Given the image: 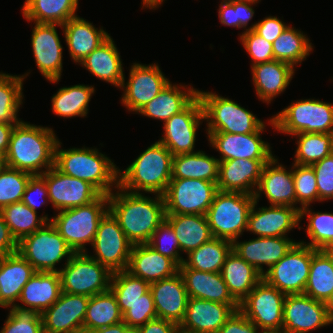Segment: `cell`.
<instances>
[{"mask_svg":"<svg viewBox=\"0 0 333 333\" xmlns=\"http://www.w3.org/2000/svg\"><path fill=\"white\" fill-rule=\"evenodd\" d=\"M31 45L39 72L50 83H58L62 75L63 47L57 33L60 24L34 23Z\"/></svg>","mask_w":333,"mask_h":333,"instance_id":"19","label":"cell"},{"mask_svg":"<svg viewBox=\"0 0 333 333\" xmlns=\"http://www.w3.org/2000/svg\"><path fill=\"white\" fill-rule=\"evenodd\" d=\"M333 324V315L327 303L306 294L286 295L282 328L291 333H309Z\"/></svg>","mask_w":333,"mask_h":333,"instance_id":"16","label":"cell"},{"mask_svg":"<svg viewBox=\"0 0 333 333\" xmlns=\"http://www.w3.org/2000/svg\"><path fill=\"white\" fill-rule=\"evenodd\" d=\"M293 179L295 185L296 205L310 207L311 203L318 201L317 180L314 169L309 165H292Z\"/></svg>","mask_w":333,"mask_h":333,"instance_id":"51","label":"cell"},{"mask_svg":"<svg viewBox=\"0 0 333 333\" xmlns=\"http://www.w3.org/2000/svg\"><path fill=\"white\" fill-rule=\"evenodd\" d=\"M255 200L248 215L247 230L258 237H287L300 224V211L292 206L257 207Z\"/></svg>","mask_w":333,"mask_h":333,"instance_id":"22","label":"cell"},{"mask_svg":"<svg viewBox=\"0 0 333 333\" xmlns=\"http://www.w3.org/2000/svg\"><path fill=\"white\" fill-rule=\"evenodd\" d=\"M327 304H328V306H329L330 312H331L332 315H333V295H332L331 300H330Z\"/></svg>","mask_w":333,"mask_h":333,"instance_id":"68","label":"cell"},{"mask_svg":"<svg viewBox=\"0 0 333 333\" xmlns=\"http://www.w3.org/2000/svg\"><path fill=\"white\" fill-rule=\"evenodd\" d=\"M275 157L264 165L254 198L259 202L261 194H264L270 205L292 206L300 211L301 207H296L293 171L286 170Z\"/></svg>","mask_w":333,"mask_h":333,"instance_id":"23","label":"cell"},{"mask_svg":"<svg viewBox=\"0 0 333 333\" xmlns=\"http://www.w3.org/2000/svg\"><path fill=\"white\" fill-rule=\"evenodd\" d=\"M277 132L333 134V105L318 99H301L272 116L268 121Z\"/></svg>","mask_w":333,"mask_h":333,"instance_id":"7","label":"cell"},{"mask_svg":"<svg viewBox=\"0 0 333 333\" xmlns=\"http://www.w3.org/2000/svg\"><path fill=\"white\" fill-rule=\"evenodd\" d=\"M218 16L222 25L238 29V15L237 10H234V0H221Z\"/></svg>","mask_w":333,"mask_h":333,"instance_id":"62","label":"cell"},{"mask_svg":"<svg viewBox=\"0 0 333 333\" xmlns=\"http://www.w3.org/2000/svg\"><path fill=\"white\" fill-rule=\"evenodd\" d=\"M272 44L274 60L288 63L293 68L297 64L301 65L313 50L308 36L290 25Z\"/></svg>","mask_w":333,"mask_h":333,"instance_id":"44","label":"cell"},{"mask_svg":"<svg viewBox=\"0 0 333 333\" xmlns=\"http://www.w3.org/2000/svg\"><path fill=\"white\" fill-rule=\"evenodd\" d=\"M132 246L118 221L108 211L100 220L95 234L92 244L95 254L88 255L114 273L127 270Z\"/></svg>","mask_w":333,"mask_h":333,"instance_id":"13","label":"cell"},{"mask_svg":"<svg viewBox=\"0 0 333 333\" xmlns=\"http://www.w3.org/2000/svg\"><path fill=\"white\" fill-rule=\"evenodd\" d=\"M241 44L251 57V66L274 60L273 44L266 41L254 30L240 34Z\"/></svg>","mask_w":333,"mask_h":333,"instance_id":"54","label":"cell"},{"mask_svg":"<svg viewBox=\"0 0 333 333\" xmlns=\"http://www.w3.org/2000/svg\"><path fill=\"white\" fill-rule=\"evenodd\" d=\"M147 244L161 255L173 259L179 266L184 263L177 236L166 219L158 226Z\"/></svg>","mask_w":333,"mask_h":333,"instance_id":"52","label":"cell"},{"mask_svg":"<svg viewBox=\"0 0 333 333\" xmlns=\"http://www.w3.org/2000/svg\"><path fill=\"white\" fill-rule=\"evenodd\" d=\"M94 86L77 84L60 88L52 96V112L64 118L86 117Z\"/></svg>","mask_w":333,"mask_h":333,"instance_id":"42","label":"cell"},{"mask_svg":"<svg viewBox=\"0 0 333 333\" xmlns=\"http://www.w3.org/2000/svg\"><path fill=\"white\" fill-rule=\"evenodd\" d=\"M297 148L294 163L309 165L322 160L333 152V134L325 133H297Z\"/></svg>","mask_w":333,"mask_h":333,"instance_id":"48","label":"cell"},{"mask_svg":"<svg viewBox=\"0 0 333 333\" xmlns=\"http://www.w3.org/2000/svg\"><path fill=\"white\" fill-rule=\"evenodd\" d=\"M110 289L116 296L118 306L124 315L132 304L150 290V284L123 270L112 274Z\"/></svg>","mask_w":333,"mask_h":333,"instance_id":"49","label":"cell"},{"mask_svg":"<svg viewBox=\"0 0 333 333\" xmlns=\"http://www.w3.org/2000/svg\"><path fill=\"white\" fill-rule=\"evenodd\" d=\"M234 312L229 304L189 298L179 329L188 333H217Z\"/></svg>","mask_w":333,"mask_h":333,"instance_id":"26","label":"cell"},{"mask_svg":"<svg viewBox=\"0 0 333 333\" xmlns=\"http://www.w3.org/2000/svg\"><path fill=\"white\" fill-rule=\"evenodd\" d=\"M78 0H25L22 14L27 21L64 25L77 16Z\"/></svg>","mask_w":333,"mask_h":333,"instance_id":"40","label":"cell"},{"mask_svg":"<svg viewBox=\"0 0 333 333\" xmlns=\"http://www.w3.org/2000/svg\"><path fill=\"white\" fill-rule=\"evenodd\" d=\"M252 5L255 4L234 0V10H237L238 15V29L244 28V32L242 33L247 31L246 26H248L249 21H251L254 16L255 11Z\"/></svg>","mask_w":333,"mask_h":333,"instance_id":"63","label":"cell"},{"mask_svg":"<svg viewBox=\"0 0 333 333\" xmlns=\"http://www.w3.org/2000/svg\"><path fill=\"white\" fill-rule=\"evenodd\" d=\"M35 196L36 198H34ZM22 202L35 212H37L38 206L49 202L48 188L45 180L40 175H33L30 178L23 194Z\"/></svg>","mask_w":333,"mask_h":333,"instance_id":"57","label":"cell"},{"mask_svg":"<svg viewBox=\"0 0 333 333\" xmlns=\"http://www.w3.org/2000/svg\"><path fill=\"white\" fill-rule=\"evenodd\" d=\"M85 333H139L138 328L127 326L123 321L108 327L86 331Z\"/></svg>","mask_w":333,"mask_h":333,"instance_id":"65","label":"cell"},{"mask_svg":"<svg viewBox=\"0 0 333 333\" xmlns=\"http://www.w3.org/2000/svg\"><path fill=\"white\" fill-rule=\"evenodd\" d=\"M304 294L324 303L331 300L333 295V250H317L313 254Z\"/></svg>","mask_w":333,"mask_h":333,"instance_id":"39","label":"cell"},{"mask_svg":"<svg viewBox=\"0 0 333 333\" xmlns=\"http://www.w3.org/2000/svg\"><path fill=\"white\" fill-rule=\"evenodd\" d=\"M260 333H291L286 331L285 329H278V330H266V331H262Z\"/></svg>","mask_w":333,"mask_h":333,"instance_id":"66","label":"cell"},{"mask_svg":"<svg viewBox=\"0 0 333 333\" xmlns=\"http://www.w3.org/2000/svg\"><path fill=\"white\" fill-rule=\"evenodd\" d=\"M58 273L62 292L88 297L109 290L113 274L87 253H75Z\"/></svg>","mask_w":333,"mask_h":333,"instance_id":"10","label":"cell"},{"mask_svg":"<svg viewBox=\"0 0 333 333\" xmlns=\"http://www.w3.org/2000/svg\"><path fill=\"white\" fill-rule=\"evenodd\" d=\"M157 318L178 325L183 321L189 299L182 275H176L150 284Z\"/></svg>","mask_w":333,"mask_h":333,"instance_id":"25","label":"cell"},{"mask_svg":"<svg viewBox=\"0 0 333 333\" xmlns=\"http://www.w3.org/2000/svg\"><path fill=\"white\" fill-rule=\"evenodd\" d=\"M108 212V195L101 194L90 204L59 211L50 222L75 253H88L100 220Z\"/></svg>","mask_w":333,"mask_h":333,"instance_id":"5","label":"cell"},{"mask_svg":"<svg viewBox=\"0 0 333 333\" xmlns=\"http://www.w3.org/2000/svg\"><path fill=\"white\" fill-rule=\"evenodd\" d=\"M88 296L61 292L42 314L44 333H83Z\"/></svg>","mask_w":333,"mask_h":333,"instance_id":"21","label":"cell"},{"mask_svg":"<svg viewBox=\"0 0 333 333\" xmlns=\"http://www.w3.org/2000/svg\"><path fill=\"white\" fill-rule=\"evenodd\" d=\"M155 318H157V313L152 293L149 290L130 306V309L123 315V322L129 327L139 328Z\"/></svg>","mask_w":333,"mask_h":333,"instance_id":"55","label":"cell"},{"mask_svg":"<svg viewBox=\"0 0 333 333\" xmlns=\"http://www.w3.org/2000/svg\"><path fill=\"white\" fill-rule=\"evenodd\" d=\"M265 124L255 133H207L208 141L221 155L219 161L231 159L270 160L271 146L261 139Z\"/></svg>","mask_w":333,"mask_h":333,"instance_id":"20","label":"cell"},{"mask_svg":"<svg viewBox=\"0 0 333 333\" xmlns=\"http://www.w3.org/2000/svg\"><path fill=\"white\" fill-rule=\"evenodd\" d=\"M297 243L288 237H256L248 241L232 242V250L247 263L254 266L263 276V266L269 270L280 261Z\"/></svg>","mask_w":333,"mask_h":333,"instance_id":"24","label":"cell"},{"mask_svg":"<svg viewBox=\"0 0 333 333\" xmlns=\"http://www.w3.org/2000/svg\"><path fill=\"white\" fill-rule=\"evenodd\" d=\"M79 65L100 80L121 87L125 73L120 53L111 36L86 56Z\"/></svg>","mask_w":333,"mask_h":333,"instance_id":"35","label":"cell"},{"mask_svg":"<svg viewBox=\"0 0 333 333\" xmlns=\"http://www.w3.org/2000/svg\"><path fill=\"white\" fill-rule=\"evenodd\" d=\"M40 176L46 182L49 202L57 212L90 204L101 195L89 182L66 175L55 166Z\"/></svg>","mask_w":333,"mask_h":333,"instance_id":"17","label":"cell"},{"mask_svg":"<svg viewBox=\"0 0 333 333\" xmlns=\"http://www.w3.org/2000/svg\"><path fill=\"white\" fill-rule=\"evenodd\" d=\"M311 166L317 180L318 202L333 199V152Z\"/></svg>","mask_w":333,"mask_h":333,"instance_id":"56","label":"cell"},{"mask_svg":"<svg viewBox=\"0 0 333 333\" xmlns=\"http://www.w3.org/2000/svg\"><path fill=\"white\" fill-rule=\"evenodd\" d=\"M15 125L0 123V156L5 157Z\"/></svg>","mask_w":333,"mask_h":333,"instance_id":"64","label":"cell"},{"mask_svg":"<svg viewBox=\"0 0 333 333\" xmlns=\"http://www.w3.org/2000/svg\"><path fill=\"white\" fill-rule=\"evenodd\" d=\"M189 298H197L217 303L229 304L235 311L239 304L228 291L220 272H203L188 268L184 263L179 266Z\"/></svg>","mask_w":333,"mask_h":333,"instance_id":"30","label":"cell"},{"mask_svg":"<svg viewBox=\"0 0 333 333\" xmlns=\"http://www.w3.org/2000/svg\"><path fill=\"white\" fill-rule=\"evenodd\" d=\"M203 121L202 104L197 96L184 110L164 122V133L158 142L173 156L195 153L196 133Z\"/></svg>","mask_w":333,"mask_h":333,"instance_id":"18","label":"cell"},{"mask_svg":"<svg viewBox=\"0 0 333 333\" xmlns=\"http://www.w3.org/2000/svg\"><path fill=\"white\" fill-rule=\"evenodd\" d=\"M60 140L55 147L54 166L62 173L85 180L101 194L109 195L118 186L119 167L96 148L61 149Z\"/></svg>","mask_w":333,"mask_h":333,"instance_id":"3","label":"cell"},{"mask_svg":"<svg viewBox=\"0 0 333 333\" xmlns=\"http://www.w3.org/2000/svg\"><path fill=\"white\" fill-rule=\"evenodd\" d=\"M177 333H188V332H185V331H182L179 329Z\"/></svg>","mask_w":333,"mask_h":333,"instance_id":"70","label":"cell"},{"mask_svg":"<svg viewBox=\"0 0 333 333\" xmlns=\"http://www.w3.org/2000/svg\"><path fill=\"white\" fill-rule=\"evenodd\" d=\"M69 54L75 63H80L86 56L105 42L110 34L103 28H96L91 22L78 15L62 25Z\"/></svg>","mask_w":333,"mask_h":333,"instance_id":"32","label":"cell"},{"mask_svg":"<svg viewBox=\"0 0 333 333\" xmlns=\"http://www.w3.org/2000/svg\"><path fill=\"white\" fill-rule=\"evenodd\" d=\"M287 27L288 25L276 16H267L261 21L254 22L247 31L254 30L266 41L273 43Z\"/></svg>","mask_w":333,"mask_h":333,"instance_id":"58","label":"cell"},{"mask_svg":"<svg viewBox=\"0 0 333 333\" xmlns=\"http://www.w3.org/2000/svg\"><path fill=\"white\" fill-rule=\"evenodd\" d=\"M220 273L229 293L239 305L263 279L254 266L247 263L233 250L226 257Z\"/></svg>","mask_w":333,"mask_h":333,"instance_id":"36","label":"cell"},{"mask_svg":"<svg viewBox=\"0 0 333 333\" xmlns=\"http://www.w3.org/2000/svg\"><path fill=\"white\" fill-rule=\"evenodd\" d=\"M251 68L256 95L267 105L277 95L286 91L296 71L290 64L277 60L257 64Z\"/></svg>","mask_w":333,"mask_h":333,"instance_id":"33","label":"cell"},{"mask_svg":"<svg viewBox=\"0 0 333 333\" xmlns=\"http://www.w3.org/2000/svg\"><path fill=\"white\" fill-rule=\"evenodd\" d=\"M62 292L58 272H36L23 287L18 302L13 309L20 312L42 314L52 306Z\"/></svg>","mask_w":333,"mask_h":333,"instance_id":"27","label":"cell"},{"mask_svg":"<svg viewBox=\"0 0 333 333\" xmlns=\"http://www.w3.org/2000/svg\"><path fill=\"white\" fill-rule=\"evenodd\" d=\"M36 272H59L57 263L69 260L75 252L48 221L34 233L18 242V251Z\"/></svg>","mask_w":333,"mask_h":333,"instance_id":"9","label":"cell"},{"mask_svg":"<svg viewBox=\"0 0 333 333\" xmlns=\"http://www.w3.org/2000/svg\"><path fill=\"white\" fill-rule=\"evenodd\" d=\"M165 219L171 224L177 236L180 250L186 254L213 238L206 215H166Z\"/></svg>","mask_w":333,"mask_h":333,"instance_id":"37","label":"cell"},{"mask_svg":"<svg viewBox=\"0 0 333 333\" xmlns=\"http://www.w3.org/2000/svg\"><path fill=\"white\" fill-rule=\"evenodd\" d=\"M232 251V241L212 238L187 254L184 264L191 269L203 272H221L225 259Z\"/></svg>","mask_w":333,"mask_h":333,"instance_id":"43","label":"cell"},{"mask_svg":"<svg viewBox=\"0 0 333 333\" xmlns=\"http://www.w3.org/2000/svg\"><path fill=\"white\" fill-rule=\"evenodd\" d=\"M127 271L151 284L176 275L179 265L173 259L156 252L147 243L134 244Z\"/></svg>","mask_w":333,"mask_h":333,"instance_id":"29","label":"cell"},{"mask_svg":"<svg viewBox=\"0 0 333 333\" xmlns=\"http://www.w3.org/2000/svg\"><path fill=\"white\" fill-rule=\"evenodd\" d=\"M0 213L17 242L50 221L48 215L43 214L39 217L38 212L33 211L22 201L4 207Z\"/></svg>","mask_w":333,"mask_h":333,"instance_id":"45","label":"cell"},{"mask_svg":"<svg viewBox=\"0 0 333 333\" xmlns=\"http://www.w3.org/2000/svg\"><path fill=\"white\" fill-rule=\"evenodd\" d=\"M129 78H123L120 89L123 90L121 103L128 111L138 112L170 82L159 65L133 63L130 66Z\"/></svg>","mask_w":333,"mask_h":333,"instance_id":"15","label":"cell"},{"mask_svg":"<svg viewBox=\"0 0 333 333\" xmlns=\"http://www.w3.org/2000/svg\"><path fill=\"white\" fill-rule=\"evenodd\" d=\"M217 192V183L211 181L171 179L162 195L166 215H205Z\"/></svg>","mask_w":333,"mask_h":333,"instance_id":"12","label":"cell"},{"mask_svg":"<svg viewBox=\"0 0 333 333\" xmlns=\"http://www.w3.org/2000/svg\"><path fill=\"white\" fill-rule=\"evenodd\" d=\"M307 216L306 234L310 242L300 241L316 250H333V213L314 212L308 206L300 209V222Z\"/></svg>","mask_w":333,"mask_h":333,"instance_id":"47","label":"cell"},{"mask_svg":"<svg viewBox=\"0 0 333 333\" xmlns=\"http://www.w3.org/2000/svg\"><path fill=\"white\" fill-rule=\"evenodd\" d=\"M57 138L52 128L21 120L11 134L6 166L32 175L43 174L54 166Z\"/></svg>","mask_w":333,"mask_h":333,"instance_id":"2","label":"cell"},{"mask_svg":"<svg viewBox=\"0 0 333 333\" xmlns=\"http://www.w3.org/2000/svg\"><path fill=\"white\" fill-rule=\"evenodd\" d=\"M179 325L162 318H155L138 328L139 333H177Z\"/></svg>","mask_w":333,"mask_h":333,"instance_id":"61","label":"cell"},{"mask_svg":"<svg viewBox=\"0 0 333 333\" xmlns=\"http://www.w3.org/2000/svg\"><path fill=\"white\" fill-rule=\"evenodd\" d=\"M268 161L250 159L220 161L218 191L254 195L263 167Z\"/></svg>","mask_w":333,"mask_h":333,"instance_id":"28","label":"cell"},{"mask_svg":"<svg viewBox=\"0 0 333 333\" xmlns=\"http://www.w3.org/2000/svg\"><path fill=\"white\" fill-rule=\"evenodd\" d=\"M18 251V242L12 236L8 225L0 213V257H6Z\"/></svg>","mask_w":333,"mask_h":333,"instance_id":"60","label":"cell"},{"mask_svg":"<svg viewBox=\"0 0 333 333\" xmlns=\"http://www.w3.org/2000/svg\"><path fill=\"white\" fill-rule=\"evenodd\" d=\"M6 167L5 157L0 156V172Z\"/></svg>","mask_w":333,"mask_h":333,"instance_id":"67","label":"cell"},{"mask_svg":"<svg viewBox=\"0 0 333 333\" xmlns=\"http://www.w3.org/2000/svg\"><path fill=\"white\" fill-rule=\"evenodd\" d=\"M239 1H243V2H249V3L257 4V3H259V1H261V0H239Z\"/></svg>","mask_w":333,"mask_h":333,"instance_id":"69","label":"cell"},{"mask_svg":"<svg viewBox=\"0 0 333 333\" xmlns=\"http://www.w3.org/2000/svg\"><path fill=\"white\" fill-rule=\"evenodd\" d=\"M172 153L156 141L147 147L123 172L118 186L131 193L163 195L172 179Z\"/></svg>","mask_w":333,"mask_h":333,"instance_id":"4","label":"cell"},{"mask_svg":"<svg viewBox=\"0 0 333 333\" xmlns=\"http://www.w3.org/2000/svg\"><path fill=\"white\" fill-rule=\"evenodd\" d=\"M219 163L218 158L201 150L175 155L172 158V179H199L217 183Z\"/></svg>","mask_w":333,"mask_h":333,"instance_id":"38","label":"cell"},{"mask_svg":"<svg viewBox=\"0 0 333 333\" xmlns=\"http://www.w3.org/2000/svg\"><path fill=\"white\" fill-rule=\"evenodd\" d=\"M198 90L191 85L173 84L171 81L160 93L136 114L166 122L173 115L184 110L196 97Z\"/></svg>","mask_w":333,"mask_h":333,"instance_id":"34","label":"cell"},{"mask_svg":"<svg viewBox=\"0 0 333 333\" xmlns=\"http://www.w3.org/2000/svg\"><path fill=\"white\" fill-rule=\"evenodd\" d=\"M254 201V195L218 191L205 214L213 237L232 242L239 239L247 230Z\"/></svg>","mask_w":333,"mask_h":333,"instance_id":"8","label":"cell"},{"mask_svg":"<svg viewBox=\"0 0 333 333\" xmlns=\"http://www.w3.org/2000/svg\"><path fill=\"white\" fill-rule=\"evenodd\" d=\"M317 250L299 243L263 274V280L285 295L303 294L313 254Z\"/></svg>","mask_w":333,"mask_h":333,"instance_id":"11","label":"cell"},{"mask_svg":"<svg viewBox=\"0 0 333 333\" xmlns=\"http://www.w3.org/2000/svg\"><path fill=\"white\" fill-rule=\"evenodd\" d=\"M285 298L284 293L262 279L240 303L239 310L260 332L282 329Z\"/></svg>","mask_w":333,"mask_h":333,"instance_id":"14","label":"cell"},{"mask_svg":"<svg viewBox=\"0 0 333 333\" xmlns=\"http://www.w3.org/2000/svg\"><path fill=\"white\" fill-rule=\"evenodd\" d=\"M123 321V314L111 289L89 298L83 333L111 326Z\"/></svg>","mask_w":333,"mask_h":333,"instance_id":"41","label":"cell"},{"mask_svg":"<svg viewBox=\"0 0 333 333\" xmlns=\"http://www.w3.org/2000/svg\"><path fill=\"white\" fill-rule=\"evenodd\" d=\"M197 96L207 122V133L250 134L266 124L234 100L215 92L198 90Z\"/></svg>","mask_w":333,"mask_h":333,"instance_id":"6","label":"cell"},{"mask_svg":"<svg viewBox=\"0 0 333 333\" xmlns=\"http://www.w3.org/2000/svg\"><path fill=\"white\" fill-rule=\"evenodd\" d=\"M36 273L35 269L19 253L0 260V307L13 308L23 287Z\"/></svg>","mask_w":333,"mask_h":333,"instance_id":"31","label":"cell"},{"mask_svg":"<svg viewBox=\"0 0 333 333\" xmlns=\"http://www.w3.org/2000/svg\"><path fill=\"white\" fill-rule=\"evenodd\" d=\"M28 76L3 73L0 76V123L16 125L20 105L23 104V81ZM20 119V120H19Z\"/></svg>","mask_w":333,"mask_h":333,"instance_id":"46","label":"cell"},{"mask_svg":"<svg viewBox=\"0 0 333 333\" xmlns=\"http://www.w3.org/2000/svg\"><path fill=\"white\" fill-rule=\"evenodd\" d=\"M217 333H260L258 327L238 309Z\"/></svg>","mask_w":333,"mask_h":333,"instance_id":"59","label":"cell"},{"mask_svg":"<svg viewBox=\"0 0 333 333\" xmlns=\"http://www.w3.org/2000/svg\"><path fill=\"white\" fill-rule=\"evenodd\" d=\"M0 333H44L41 314L10 308Z\"/></svg>","mask_w":333,"mask_h":333,"instance_id":"53","label":"cell"},{"mask_svg":"<svg viewBox=\"0 0 333 333\" xmlns=\"http://www.w3.org/2000/svg\"><path fill=\"white\" fill-rule=\"evenodd\" d=\"M114 189L116 193L108 195V211L133 245L148 243L166 217L163 196L155 194L152 198L119 186Z\"/></svg>","mask_w":333,"mask_h":333,"instance_id":"1","label":"cell"},{"mask_svg":"<svg viewBox=\"0 0 333 333\" xmlns=\"http://www.w3.org/2000/svg\"><path fill=\"white\" fill-rule=\"evenodd\" d=\"M32 176L30 173L7 166L0 172V210L12 203L22 201Z\"/></svg>","mask_w":333,"mask_h":333,"instance_id":"50","label":"cell"}]
</instances>
